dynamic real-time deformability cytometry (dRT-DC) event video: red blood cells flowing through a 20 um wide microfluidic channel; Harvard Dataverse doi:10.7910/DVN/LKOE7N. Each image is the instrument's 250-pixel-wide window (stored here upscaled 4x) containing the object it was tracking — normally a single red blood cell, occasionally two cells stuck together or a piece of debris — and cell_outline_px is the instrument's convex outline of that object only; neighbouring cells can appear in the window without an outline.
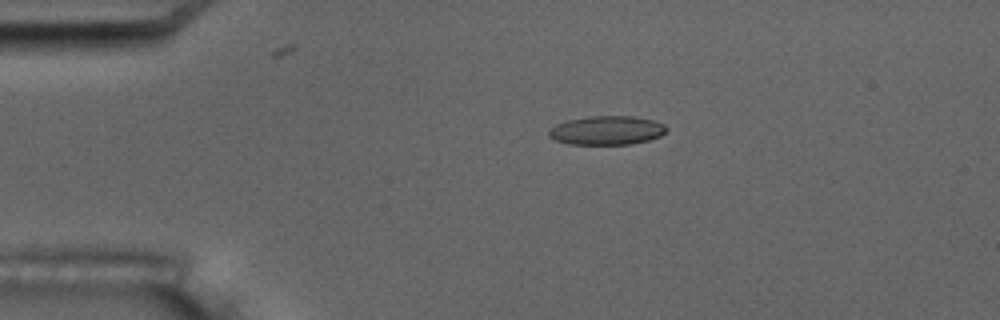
{"species": "common noctule bat (a hibernating species)", "species_latin": "Nyctalus noctula", "temperature_condition": "room temperature", "stored_images_in_passage": 2, "camera_frame_rate_fps": 3000, "um_per_image_px": 0.085, "animal": {"sex": "male", "body_mass_g": 17.5, "forearm_length_mm": 52.3}, "frame": {"image": 1, "passage_image": 2, "time_ms": 2.333, "image_size_px": [1000, 320], "cell_outline_px": [[668, 128], [660, 136], [648, 140], [632, 144], [568, 144], [556, 140], [548, 136], [548, 128], [556, 124], [568, 120], [588, 116], [632, 116], [656, 120], [664, 124]], "centroid_in_image_um": [51.57, 11.07], "position_along_channel_um": 33.4, "area_um2": 19.94}}